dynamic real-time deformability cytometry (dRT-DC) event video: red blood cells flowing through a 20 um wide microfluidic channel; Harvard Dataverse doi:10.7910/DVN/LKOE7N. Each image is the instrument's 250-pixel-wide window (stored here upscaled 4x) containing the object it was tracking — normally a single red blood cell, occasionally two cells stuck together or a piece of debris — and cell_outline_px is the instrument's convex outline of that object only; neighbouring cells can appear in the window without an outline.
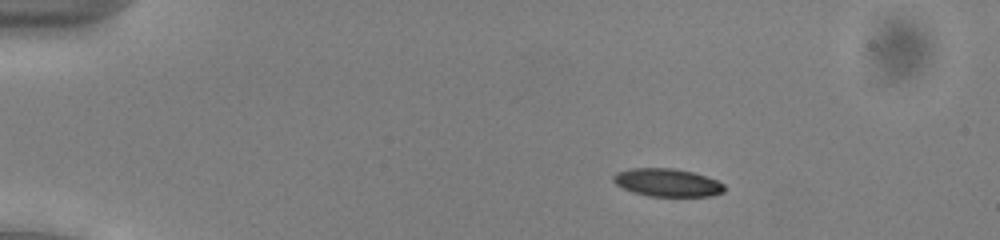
{"species": "common noctule bat (a hibernating species)", "species_latin": "Nyctalus noctula", "temperature_condition": "cold", "stored_images_in_passage": 44, "camera_frame_rate_fps": 3000, "um_per_image_px": 0.085, "animal": {"sex": "male", "body_mass_g": 13.0, "forearm_length_mm": 53.1}, "frame": {"image": 1, "passage_image": 1, "time_ms": 0.0, "image_size_px": [1000, 240], "cell_outline_px": [[724, 192], [712, 196], [648, 196], [632, 192], [616, 184], [612, 180], [612, 176], [616, 172], [632, 168], [672, 168], [692, 172], [716, 180], [724, 184]], "centroid_in_image_um": [56.7, 15.52], "position_along_channel_um": 28.3, "area_um2": 18.03}}
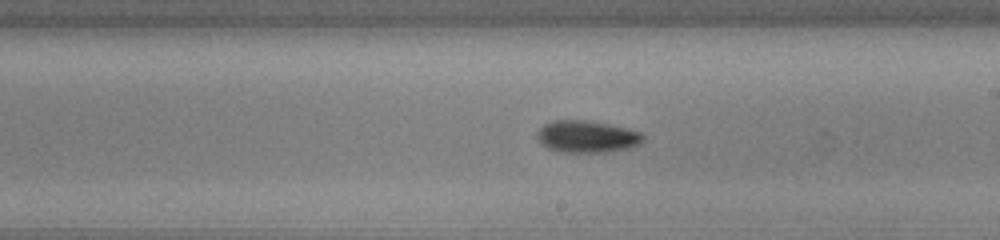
{"frame": {"image": 2, "passage_image": 23, "time_ms": 7.333, "image_size_px": [1000, 240], "cell_outline_px": [[644, 140], [640, 144], [632, 148], [608, 152], [560, 152], [548, 148], [536, 136], [536, 132], [544, 124], [552, 120], [584, 120], [608, 124], [628, 128], [640, 132], [644, 136]], "centroid_in_image_um": [49.92, 11.61], "position_along_channel_um": 239.1, "area_um2": 19.88}}
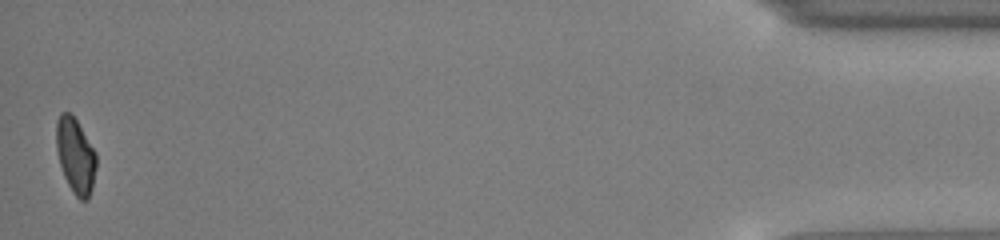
{"frame": {"image": 3, "passage_image": 44, "time_ms": 14.333, "image_size_px": [1000, 240], "cell_outline_px": [[96, 168], [92, 188], [88, 200], [80, 200], [72, 192], [64, 176], [60, 164], [56, 148], [56, 120], [60, 112], [68, 112], [76, 120], [96, 152]], "centroid_in_image_um": [6.41, 13.24], "position_along_channel_um": 428.8, "area_um2": 17.51}, "authors_computed_cell_mechanics": {"area_um2": 18.9006, "velocity_mm_per_s": 3.9407, "shape_relaxation_time_tau1_ms": 2.6483, "shape_relaxation_time_tau2_ms": null, "deformation_change_tau1": 0.1184, "deformation_change_tau2": null}}